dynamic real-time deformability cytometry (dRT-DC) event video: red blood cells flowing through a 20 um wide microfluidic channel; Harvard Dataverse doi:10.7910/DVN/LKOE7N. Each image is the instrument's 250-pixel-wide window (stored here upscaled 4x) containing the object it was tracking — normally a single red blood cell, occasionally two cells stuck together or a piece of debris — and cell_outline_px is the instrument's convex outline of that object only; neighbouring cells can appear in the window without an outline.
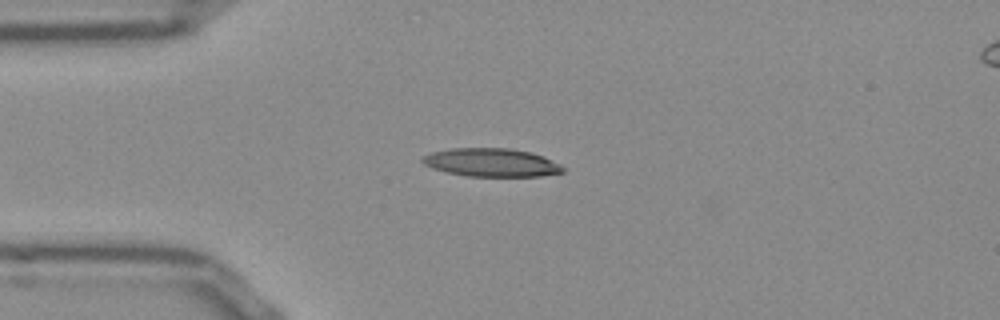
{"species": "Egyptian fruit bat (a non-hibernating species)", "species_latin": "Rousettus aegyptiacus", "temperature_condition": "room temperature", "stored_images_in_passage": 41, "camera_frame_rate_fps": 3000, "um_per_image_px": 0.085, "frame": {"image": 1, "passage_image": 1, "time_ms": 0.0, "image_size_px": [1000, 320], "cell_outline_px": [[564, 172], [540, 176], [468, 176], [448, 172], [432, 168], [424, 164], [420, 160], [424, 156], [432, 152], [452, 148], [508, 148], [532, 152], [544, 156], [560, 164], [564, 168]], "centroid_in_image_um": [41.79, 13.81], "position_along_channel_um": 43.2, "area_um2": 23.12}}
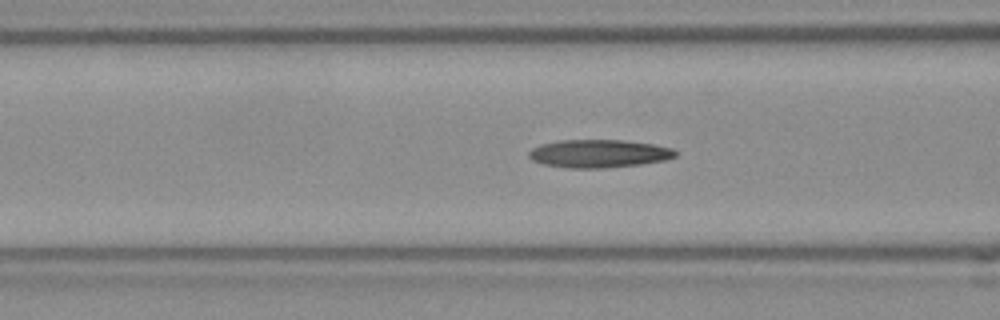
{"frame": {"image": 2, "passage_image": 8, "time_ms": 2.333, "image_size_px": [1000, 320], "cell_outline_px": [[676, 156], [664, 160], [640, 164], [600, 168], [568, 168], [544, 164], [532, 160], [528, 156], [528, 152], [532, 148], [540, 144], [560, 140], [624, 140], [652, 144], [672, 148], [676, 152]], "centroid_in_image_um": [50.86, 13.05], "position_along_channel_um": 115.7, "area_um2": 23.81}}
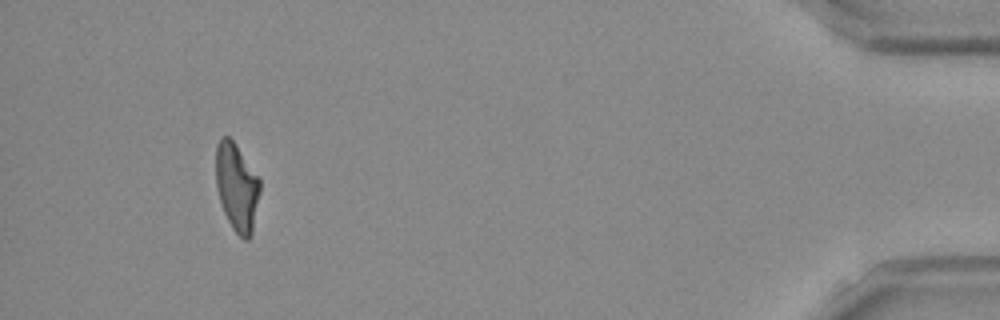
{"frame": {"image": 3, "passage_image": 37, "time_ms": 12.0, "image_size_px": [1000, 320], "cell_outline_px": [[260, 192], [252, 232], [248, 240], [244, 240], [232, 228], [224, 212], [220, 200], [216, 184], [216, 144], [220, 136], [228, 136], [232, 140], [260, 180]], "centroid_in_image_um": [20.12, 15.9], "position_along_channel_um": 415.1, "area_um2": 22.25}, "authors_computed_cell_mechanics": {"area_um2": 23.0622, "velocity_mm_per_s": 3.8535, "shape_relaxation_time_tau1_ms": null, "shape_relaxation_time_tau2_ms": 3.2996, "deformation_change_tau1": null, "deformation_change_tau2": 0.1455}}